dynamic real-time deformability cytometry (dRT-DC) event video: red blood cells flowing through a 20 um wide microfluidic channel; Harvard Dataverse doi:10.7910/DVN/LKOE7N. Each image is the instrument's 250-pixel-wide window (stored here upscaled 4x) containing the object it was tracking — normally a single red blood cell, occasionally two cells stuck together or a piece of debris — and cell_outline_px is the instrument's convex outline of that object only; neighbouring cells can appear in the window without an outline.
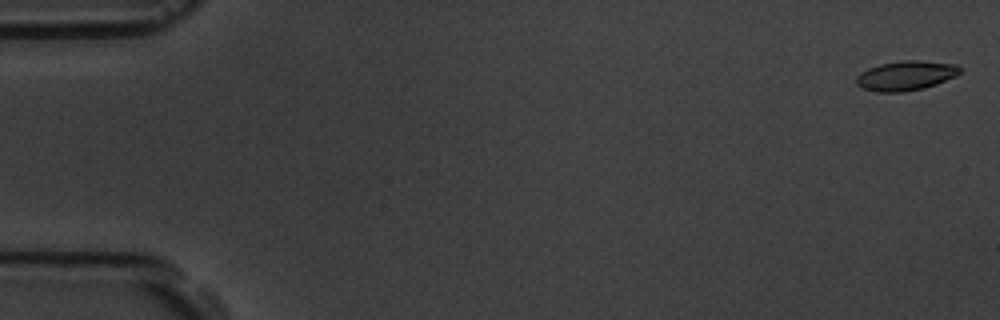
{"species": "common noctule bat (a hibernating species)", "species_latin": "Nyctalus noctula", "temperature_condition": "room temperature", "stored_images_in_passage": 6, "camera_frame_rate_fps": 3000, "um_per_image_px": 0.085, "animal": {"sex": "male", "body_mass_g": 19.5, "forearm_length_mm": 54.6}, "frame": {"image": 1, "passage_image": 1, "time_ms": 0.0, "image_size_px": [1000, 320], "cell_outline_px": [[960, 72], [956, 76], [936, 84], [924, 88], [900, 92], [876, 92], [864, 88], [856, 84], [856, 76], [860, 72], [868, 68], [880, 64], [904, 60], [920, 60], [956, 64], [960, 68]], "centroid_in_image_um": [76.98, 6.42], "position_along_channel_um": 8.0, "area_um2": 17.86}}
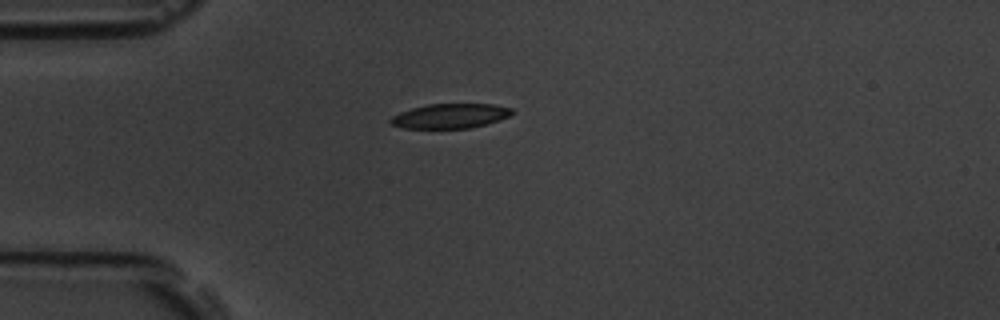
{"frame": {"image": 2, "passage_image": 5, "time_ms": 4.667, "image_size_px": [1000, 320], "cell_outline_px": [[512, 112], [508, 116], [484, 124], [468, 128], [404, 128], [392, 124], [388, 120], [392, 116], [400, 112], [412, 108], [428, 104], [496, 104], [512, 108]], "centroid_in_image_um": [38.23, 9.85], "position_along_channel_um": 46.8, "area_um2": 17.17}}